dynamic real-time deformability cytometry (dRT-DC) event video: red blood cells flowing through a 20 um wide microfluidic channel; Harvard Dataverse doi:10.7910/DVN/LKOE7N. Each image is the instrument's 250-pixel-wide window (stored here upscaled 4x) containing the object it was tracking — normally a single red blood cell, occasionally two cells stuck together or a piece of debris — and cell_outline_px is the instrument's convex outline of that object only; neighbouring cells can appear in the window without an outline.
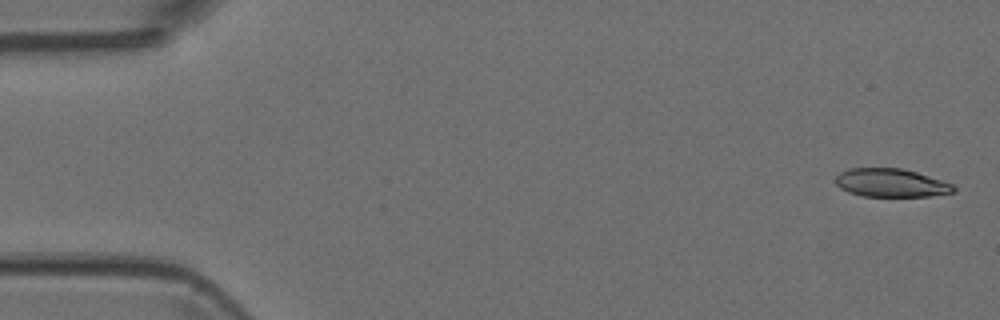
{"species": "Egyptian fruit bat (a non-hibernating species)", "species_latin": "Rousettus aegyptiacus", "temperature_condition": "room temperature", "stored_images_in_passage": 51, "camera_frame_rate_fps": 3000, "um_per_image_px": 0.085, "animal": {"sex": "female"}, "frame": {"image": 1, "passage_image": 2, "time_ms": 0.333, "image_size_px": [1000, 320], "cell_outline_px": [[956, 192], [932, 196], [864, 196], [848, 192], [840, 188], [836, 184], [836, 176], [840, 172], [848, 168], [900, 168], [916, 172], [952, 184], [956, 188]], "centroid_in_image_um": [75.73, 15.54], "position_along_channel_um": 9.3, "area_um2": 19.42}}
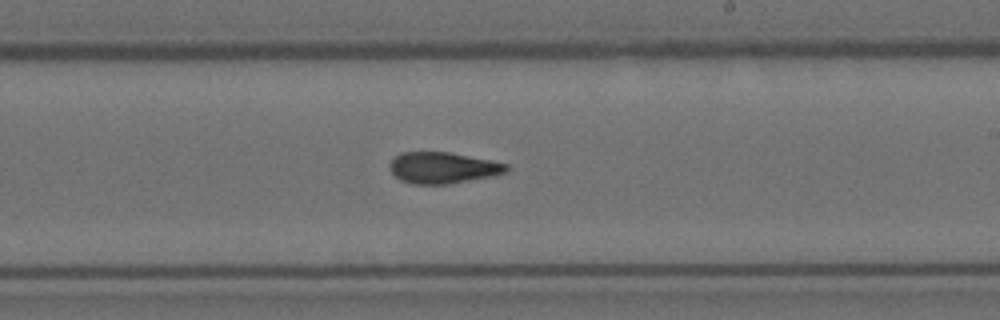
{"frame": {"image": 2, "passage_image": 30, "time_ms": 9.667, "image_size_px": [1000, 320], "cell_outline_px": [[508, 172], [492, 176], [444, 184], [412, 184], [400, 180], [388, 168], [388, 164], [400, 152], [448, 152], [508, 164]], "centroid_in_image_um": [37.6, 14.26], "position_along_channel_um": 251.4, "area_um2": 21.04}}
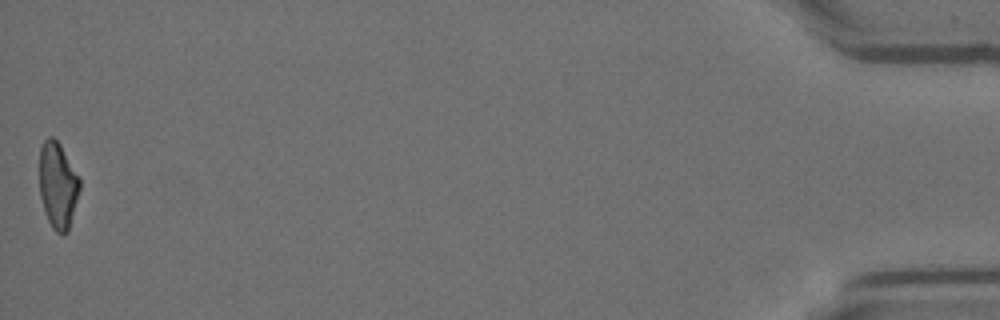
{"frame": {"image": 3, "passage_image": 51, "time_ms": 16.667, "image_size_px": [1000, 320], "cell_outline_px": [[80, 188], [68, 232], [56, 232], [52, 228], [48, 220], [40, 196], [40, 148], [44, 140], [48, 136], [52, 136], [60, 144], [80, 180]], "centroid_in_image_um": [4.91, 15.73], "position_along_channel_um": 430.3, "area_um2": 19.88}}